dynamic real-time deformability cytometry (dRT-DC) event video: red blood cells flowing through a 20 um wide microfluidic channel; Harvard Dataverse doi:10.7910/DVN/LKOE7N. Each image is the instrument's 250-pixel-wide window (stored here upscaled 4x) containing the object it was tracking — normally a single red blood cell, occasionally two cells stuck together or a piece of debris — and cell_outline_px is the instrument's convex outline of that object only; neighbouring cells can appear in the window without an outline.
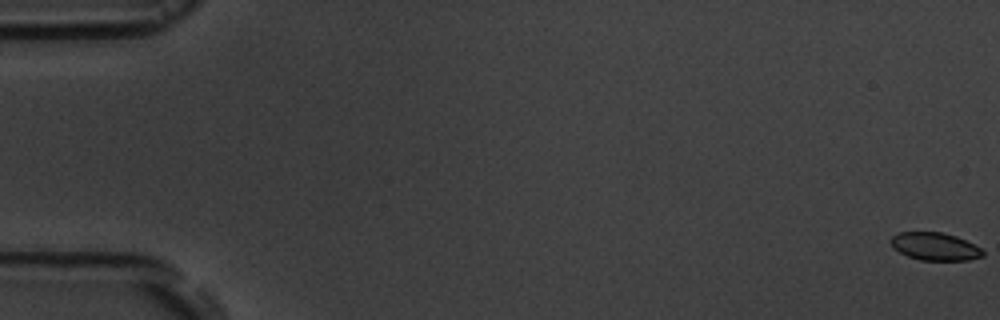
{"species": "common noctule bat (a hibernating species)", "species_latin": "Nyctalus noctula", "temperature_condition": "room temperature", "stored_images_in_passage": 7, "camera_frame_rate_fps": 3000, "um_per_image_px": 0.085, "animal": {"sex": "male", "body_mass_g": 19.5, "forearm_length_mm": 54.6}, "frame": {"image": 1, "passage_image": 1, "time_ms": 0.0, "image_size_px": [1000, 320], "cell_outline_px": [[984, 256], [968, 260], [920, 260], [908, 256], [892, 248], [888, 240], [896, 232], [940, 232], [956, 236], [980, 248], [984, 252]], "centroid_in_image_um": [79.41, 20.94], "position_along_channel_um": 5.6, "area_um2": 14.91}}
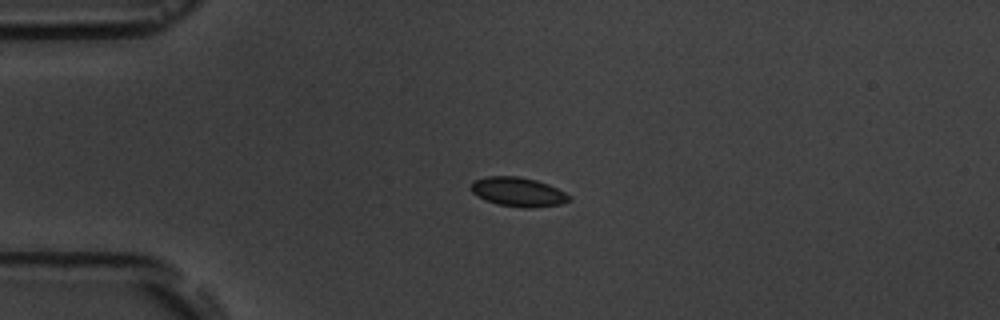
{"frame": {"image": 2, "passage_image": 5, "time_ms": 4.667, "image_size_px": [1000, 320], "cell_outline_px": [[572, 200], [560, 204], [532, 208], [520, 208], [496, 204], [472, 192], [468, 188], [476, 180], [488, 176], [516, 176], [536, 180], [548, 184], [572, 196]], "centroid_in_image_um": [44.07, 16.32], "position_along_channel_um": 40.9, "area_um2": 16.65}}
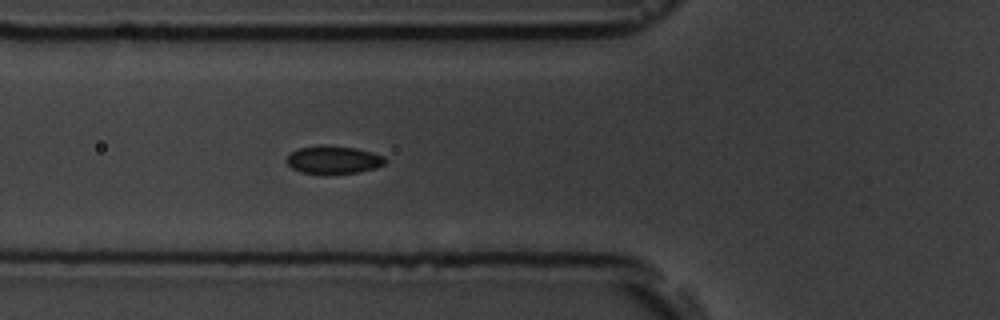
{"frame": {"image": 3, "passage_image": 7, "time_ms": 7.0, "image_size_px": [1000, 320], "cell_outline_px": [[388, 160], [384, 164], [376, 168], [356, 172], [324, 176], [300, 172], [292, 168], [284, 160], [296, 148], [320, 144], [324, 144], [356, 148], [372, 152], [384, 156]], "centroid_in_image_um": [28.31, 13.59], "position_along_channel_um": 97.5, "area_um2": 16.7}}